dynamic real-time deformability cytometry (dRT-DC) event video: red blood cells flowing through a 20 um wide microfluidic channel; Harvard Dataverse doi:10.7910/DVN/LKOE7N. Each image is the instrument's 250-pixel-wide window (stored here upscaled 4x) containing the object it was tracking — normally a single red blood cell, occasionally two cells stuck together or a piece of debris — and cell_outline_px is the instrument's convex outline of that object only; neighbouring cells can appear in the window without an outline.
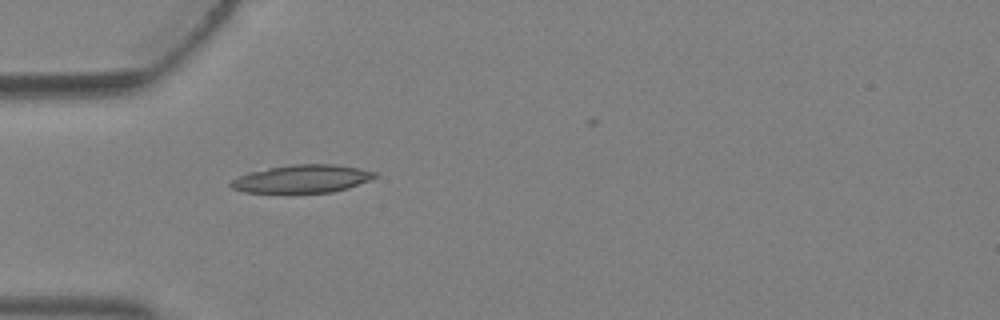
{"species": "Egyptian fruit bat (a non-hibernating species)", "species_latin": "Rousettus aegyptiacus", "temperature_condition": "warm", "stored_images_in_passage": 2, "camera_frame_rate_fps": 3000, "um_per_image_px": 0.085, "animal": {"sex": "female"}, "frame": {"image": 1, "passage_image": 2, "time_ms": 0.333, "image_size_px": [1000, 320], "cell_outline_px": [[376, 176], [368, 180], [348, 188], [332, 192], [244, 192], [232, 188], [228, 184], [236, 176], [248, 172], [268, 168], [292, 164], [332, 164], [356, 168], [376, 172]], "centroid_in_image_um": [25.61, 15.19], "position_along_channel_um": 59.4, "area_um2": 23.18}}